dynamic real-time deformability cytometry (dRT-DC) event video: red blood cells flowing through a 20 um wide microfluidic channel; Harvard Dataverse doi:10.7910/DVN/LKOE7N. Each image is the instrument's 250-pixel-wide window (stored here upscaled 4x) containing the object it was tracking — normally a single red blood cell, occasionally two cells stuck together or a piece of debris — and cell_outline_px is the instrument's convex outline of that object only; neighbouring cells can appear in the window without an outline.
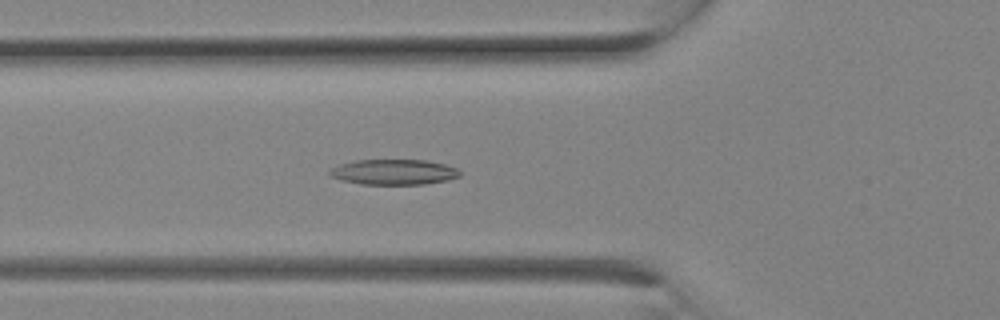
{"species": "Egyptian fruit bat (a non-hibernating species)", "species_latin": "Rousettus aegyptiacus", "temperature_condition": "room temperature", "stored_images_in_passage": 17, "camera_frame_rate_fps": 3000, "um_per_image_px": 0.085, "animal": {"sex": "female"}, "frame": {"image": 1, "passage_image": 9, "time_ms": 2.667, "image_size_px": [1000, 320], "cell_outline_px": [[460, 176], [448, 180], [424, 184], [360, 184], [340, 180], [332, 176], [328, 172], [332, 168], [340, 164], [356, 160], [424, 160], [444, 164], [456, 168], [460, 172]], "centroid_in_image_um": [33.47, 14.62], "position_along_channel_um": 92.3, "area_um2": 19.13}}
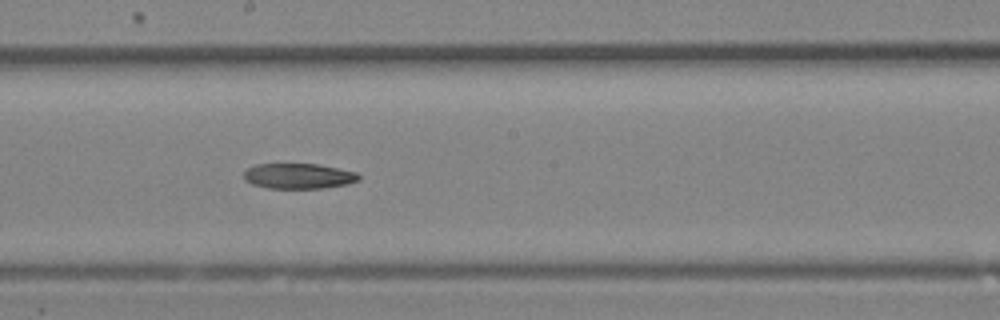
{"frame": {"image": 2, "passage_image": 14, "time_ms": 4.333, "image_size_px": [1000, 320], "cell_outline_px": [[360, 180], [348, 184], [324, 188], [268, 188], [252, 184], [244, 180], [244, 172], [248, 168], [256, 164], [316, 164], [356, 172], [360, 176]], "centroid_in_image_um": [25.37, 14.97], "position_along_channel_um": 222.8, "area_um2": 16.94}}
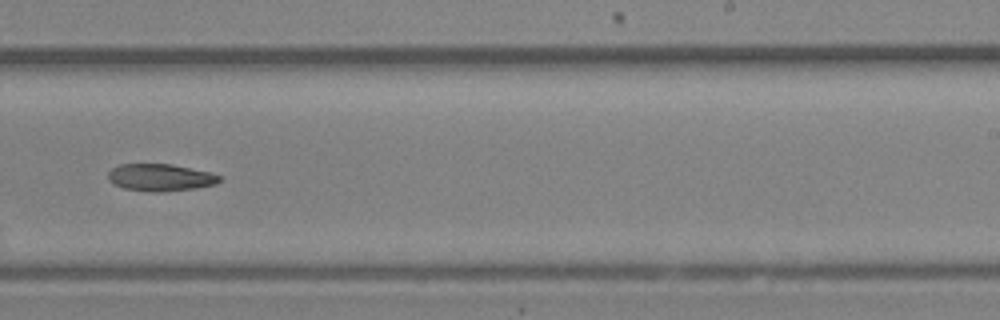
{"frame": {"image": 3, "passage_image": 16, "time_ms": 5.0, "image_size_px": [1000, 320], "cell_outline_px": [[220, 180], [216, 184], [192, 188], [164, 192], [152, 192], [124, 188], [108, 180], [108, 172], [112, 168], [120, 164], [172, 164], [208, 172], [220, 176]], "centroid_in_image_um": [13.6, 15.08], "position_along_channel_um": 275.4, "area_um2": 17.4}}